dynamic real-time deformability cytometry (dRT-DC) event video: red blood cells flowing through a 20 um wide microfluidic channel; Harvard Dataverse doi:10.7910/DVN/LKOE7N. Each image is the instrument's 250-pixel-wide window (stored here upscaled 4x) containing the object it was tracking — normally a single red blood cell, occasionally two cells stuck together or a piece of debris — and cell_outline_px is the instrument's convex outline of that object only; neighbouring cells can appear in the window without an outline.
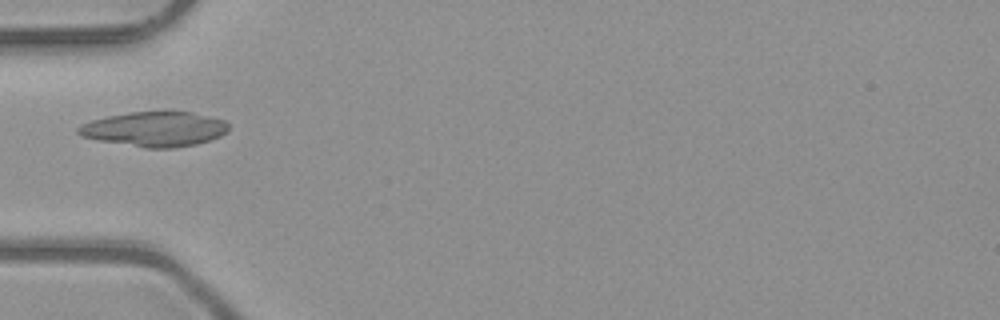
{"species": "common noctule bat (a hibernating species)", "species_latin": "Nyctalus noctula", "temperature_condition": "room temperature", "stored_images_in_passage": 1, "camera_frame_rate_fps": 3000, "um_per_image_px": 0.085, "animal": {"sex": "male", "body_mass_g": 23.1, "forearm_length_mm": 52.7}, "frame": {"image": 1, "passage_image": 1, "time_ms": 0.0, "image_size_px": [1000, 320], "cell_outline_px": [[228, 132], [220, 136], [196, 144], [172, 148], [144, 148], [100, 140], [80, 136], [76, 132], [76, 128], [80, 124], [92, 120], [108, 116], [128, 112], [164, 108], [168, 108], [192, 112], [224, 120], [228, 124]], "centroid_in_image_um": [13.15, 10.92], "position_along_channel_um": 71.9, "area_um2": 31.39}}